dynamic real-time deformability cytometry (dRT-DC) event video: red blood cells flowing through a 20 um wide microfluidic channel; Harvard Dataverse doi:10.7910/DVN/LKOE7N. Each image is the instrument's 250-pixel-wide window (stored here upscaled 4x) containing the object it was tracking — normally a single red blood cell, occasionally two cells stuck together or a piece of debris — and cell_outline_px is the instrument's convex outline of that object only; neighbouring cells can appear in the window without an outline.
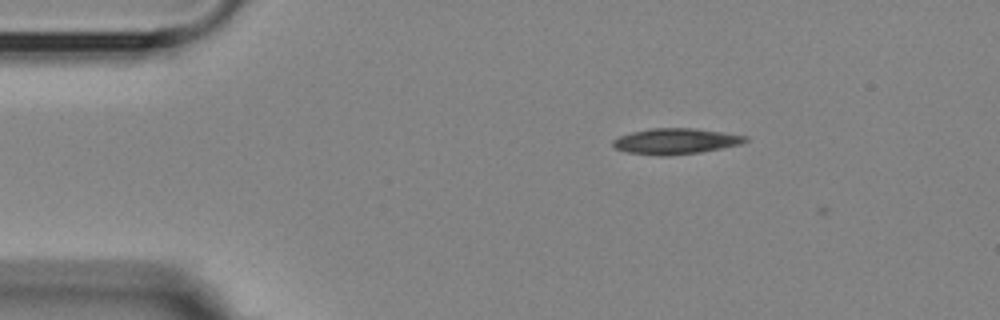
{"species": "Egyptian fruit bat (a non-hibernating species)", "species_latin": "Rousettus aegyptiacus", "temperature_condition": "room temperature", "stored_images_in_passage": 1, "camera_frame_rate_fps": 3000, "um_per_image_px": 0.085, "animal": {"sex": "female"}, "frame": {"image": 1, "passage_image": 1, "time_ms": 0.0, "image_size_px": [1000, 320], "cell_outline_px": [[748, 140], [740, 144], [700, 152], [664, 156], [660, 156], [628, 152], [616, 148], [612, 144], [612, 140], [620, 136], [632, 132], [652, 128], [692, 128], [748, 136]], "centroid_in_image_um": [57.41, 12.0], "position_along_channel_um": 27.6, "area_um2": 19.59}}